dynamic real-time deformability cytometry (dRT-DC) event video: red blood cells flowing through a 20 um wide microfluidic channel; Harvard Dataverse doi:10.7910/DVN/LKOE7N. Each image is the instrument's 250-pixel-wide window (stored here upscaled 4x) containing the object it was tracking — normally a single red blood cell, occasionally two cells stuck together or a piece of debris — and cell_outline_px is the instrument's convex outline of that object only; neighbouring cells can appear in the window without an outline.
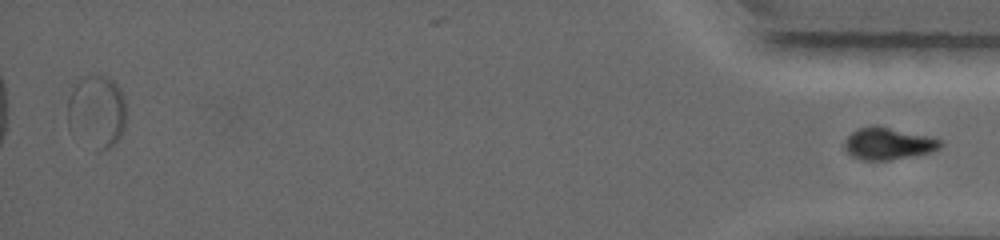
{"species": "common noctule bat (a hibernating species)", "species_latin": "Nyctalus noctula", "temperature_condition": "warm", "stored_images_in_passage": 63, "segment_of_instrument_passage": [2, 2], "camera_frame_rate_fps": 5000, "um_per_image_px": 0.085, "animal": {"sex": "female", "body_mass_g": 19.0, "forearm_length_mm": 56.7}, "frame": {"image": 1, "passage_image": 63, "time_ms": 12.4, "image_size_px": [1000, 240], "cell_outline_px": [[944, 144], [940, 148], [932, 152], [888, 160], [864, 160], [852, 156], [844, 148], [844, 140], [852, 132], [860, 128], [872, 124], [876, 124], [928, 136], [940, 140]], "centroid_in_image_um": [75.49, 12.19], "position_along_channel_um": 359.7, "area_um2": 17.92}}